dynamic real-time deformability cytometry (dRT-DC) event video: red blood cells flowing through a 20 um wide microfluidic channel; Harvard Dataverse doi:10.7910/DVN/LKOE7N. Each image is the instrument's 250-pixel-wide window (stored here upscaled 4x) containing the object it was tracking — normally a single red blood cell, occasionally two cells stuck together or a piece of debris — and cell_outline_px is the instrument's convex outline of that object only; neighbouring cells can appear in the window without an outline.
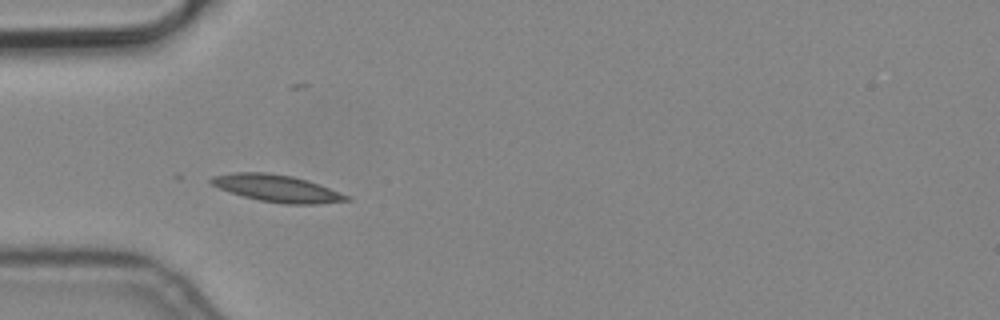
{"species": "common noctule bat (a hibernating species)", "species_latin": "Nyctalus noctula", "temperature_condition": "cold", "stored_images_in_passage": 3, "camera_frame_rate_fps": 3000, "um_per_image_px": 0.085, "animal": {"sex": "male", "body_mass_g": 19.2, "forearm_length_mm": 51.8}, "frame": {"image": 1, "passage_image": 2, "time_ms": 0.333, "image_size_px": [1000, 320], "cell_outline_px": [[352, 200], [316, 204], [284, 204], [260, 200], [244, 196], [220, 188], [212, 184], [208, 180], [212, 176], [232, 172], [268, 172], [292, 176], [308, 180], [320, 184], [348, 196]], "centroid_in_image_um": [23.54, 16.0], "position_along_channel_um": 61.5, "area_um2": 21.21}}
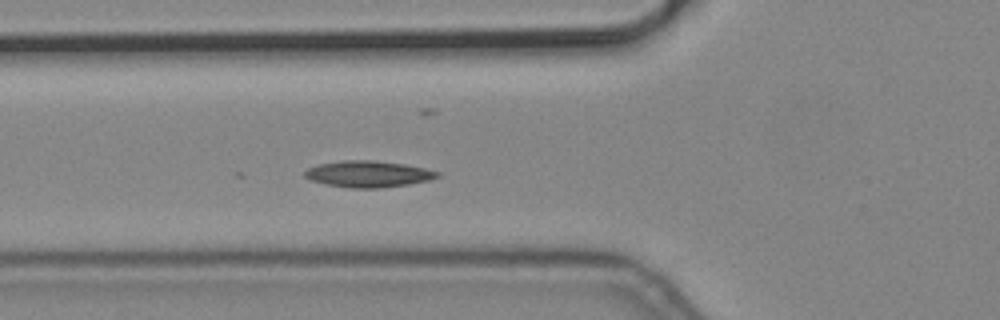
{"frame": {"image": 2, "passage_image": 3, "time_ms": 0.667, "image_size_px": [1000, 320], "cell_outline_px": [[440, 176], [428, 180], [408, 184], [380, 188], [348, 188], [308, 180], [304, 176], [304, 172], [308, 168], [316, 164], [344, 160], [368, 160], [404, 164], [424, 168], [440, 172]], "centroid_in_image_um": [31.26, 14.79], "position_along_channel_um": 94.5, "area_um2": 20.35}}